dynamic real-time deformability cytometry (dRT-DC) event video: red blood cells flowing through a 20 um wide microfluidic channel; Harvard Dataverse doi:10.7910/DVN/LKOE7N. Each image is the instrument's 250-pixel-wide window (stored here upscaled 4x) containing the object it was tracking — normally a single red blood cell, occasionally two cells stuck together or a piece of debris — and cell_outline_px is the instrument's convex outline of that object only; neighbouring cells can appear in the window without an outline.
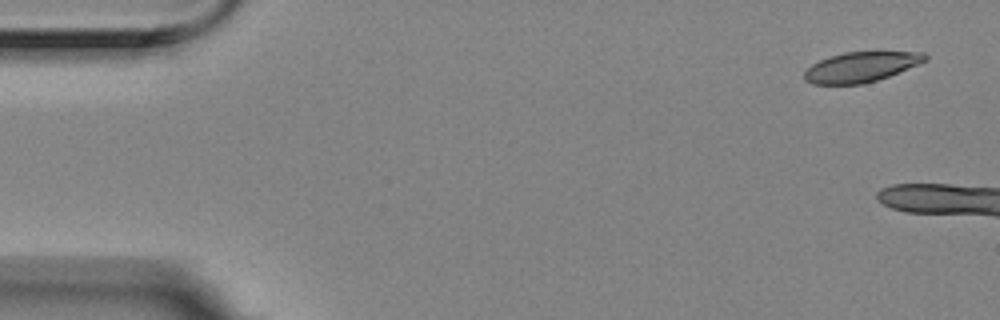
{"species": "Egyptian fruit bat (a non-hibernating species)", "species_latin": "Rousettus aegyptiacus", "temperature_condition": "room temperature", "stored_images_in_passage": 5, "camera_frame_rate_fps": 3000, "um_per_image_px": 0.085, "animal": {"sex": "female"}, "frame": {"image": 1, "passage_image": 1, "time_ms": 0.0, "image_size_px": [1000, 320], "cell_outline_px": [[928, 60], [920, 64], [888, 76], [864, 84], [812, 84], [804, 80], [804, 72], [812, 64], [828, 56], [844, 52], [924, 52], [928, 56]], "centroid_in_image_um": [73.19, 5.69], "position_along_channel_um": 11.8, "area_um2": 21.21}}